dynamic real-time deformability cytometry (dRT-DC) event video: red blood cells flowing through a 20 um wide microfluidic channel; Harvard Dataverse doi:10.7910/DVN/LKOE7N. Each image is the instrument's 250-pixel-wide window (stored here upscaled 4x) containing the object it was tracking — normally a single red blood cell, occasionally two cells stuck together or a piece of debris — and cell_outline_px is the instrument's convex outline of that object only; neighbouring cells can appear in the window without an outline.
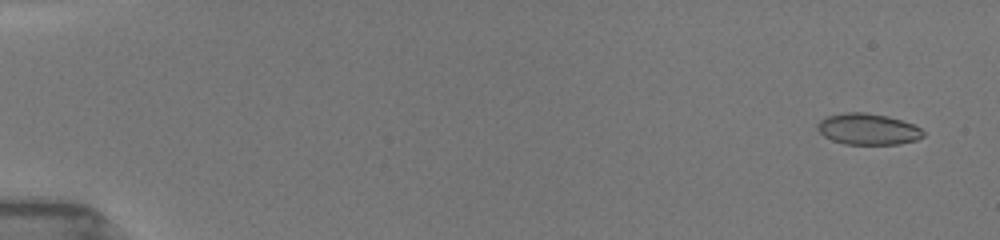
{"species": "common noctule bat (a hibernating species)", "species_latin": "Nyctalus noctula", "temperature_condition": "room temperature", "stored_images_in_passage": 89, "camera_frame_rate_fps": 3000, "um_per_image_px": 0.085, "animal": {"sex": "female", "body_mass_g": 19.5, "forearm_length_mm": 54.1}, "frame": {"image": 1, "passage_image": 5, "time_ms": 0.667, "image_size_px": [1000, 240], "cell_outline_px": [[924, 136], [916, 140], [900, 144], [844, 144], [832, 140], [824, 136], [816, 128], [816, 124], [820, 120], [828, 116], [844, 112], [864, 112], [888, 116], [912, 124], [920, 128], [924, 132]], "centroid_in_image_um": [73.76, 10.97], "position_along_channel_um": 11.2, "area_um2": 19.25}}
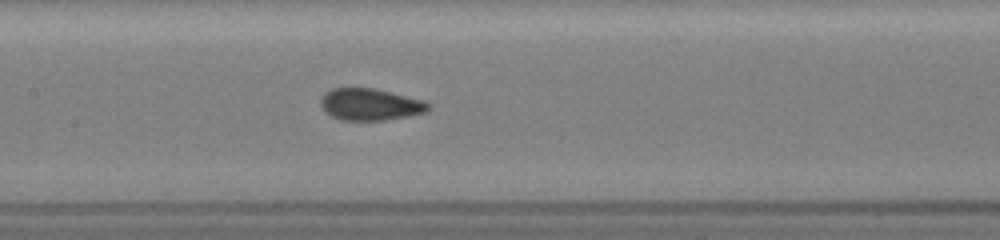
{"frame": {"image": 2, "passage_image": 45, "time_ms": 8.667, "image_size_px": [1000, 240], "cell_outline_px": [[432, 108], [424, 112], [408, 116], [384, 120], [340, 120], [324, 112], [320, 104], [320, 100], [324, 92], [332, 88], [376, 88], [424, 100], [432, 104]], "centroid_in_image_um": [31.47, 8.87], "position_along_channel_um": 175.9, "area_um2": 20.23}}
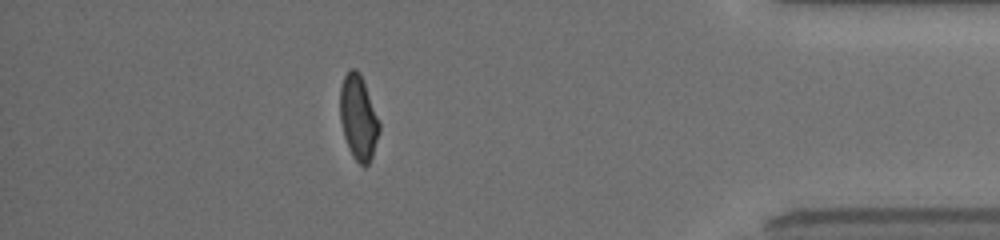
{"frame": {"image": 3, "passage_image": 85, "time_ms": 15.333, "image_size_px": [1000, 240], "cell_outline_px": [[380, 132], [372, 156], [368, 164], [364, 168], [352, 156], [344, 136], [340, 120], [340, 88], [344, 76], [348, 68], [356, 68], [360, 72], [380, 124]], "centroid_in_image_um": [30.45, 9.98], "position_along_channel_um": 404.7, "area_um2": 19.36}}